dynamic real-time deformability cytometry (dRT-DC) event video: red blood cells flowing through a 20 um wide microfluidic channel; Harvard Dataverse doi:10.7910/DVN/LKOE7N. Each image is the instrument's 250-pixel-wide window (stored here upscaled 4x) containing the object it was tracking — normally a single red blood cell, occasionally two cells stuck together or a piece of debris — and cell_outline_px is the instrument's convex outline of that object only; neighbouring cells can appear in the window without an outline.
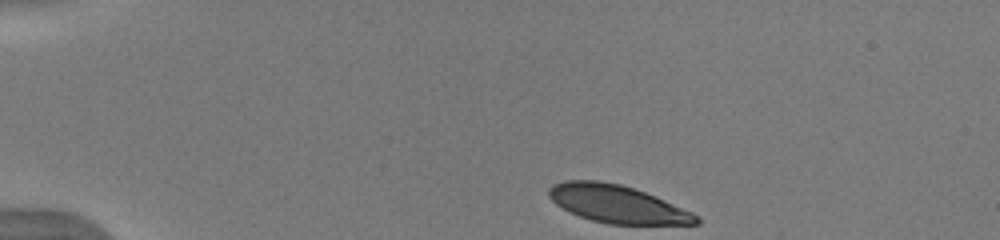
{"species": "human", "species_latin": "Homo sapiens", "temperature_condition": "warm", "stored_images_in_passage": 43, "camera_frame_rate_fps": 3000, "um_per_image_px": 0.085, "donor": {"sex": "male"}, "frame": {"image": 1, "passage_image": 1, "time_ms": 0.0, "image_size_px": [1000, 240], "cell_outline_px": [[700, 224], [608, 224], [592, 220], [568, 212], [556, 204], [548, 196], [548, 188], [552, 184], [564, 180], [596, 180], [620, 184], [644, 192], [664, 200], [692, 212], [700, 216]], "centroid_in_image_um": [52.43, 17.34], "position_along_channel_um": 32.6, "area_um2": 32.31}}
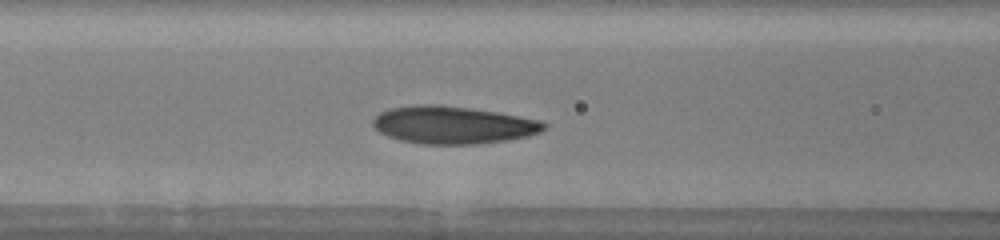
{"frame": {"image": 2, "passage_image": 14, "time_ms": 4.333, "image_size_px": [1000, 240], "cell_outline_px": [[548, 124], [540, 132], [528, 136], [508, 140], [476, 144], [424, 144], [400, 140], [388, 136], [380, 132], [372, 124], [372, 120], [380, 112], [388, 108], [412, 104], [440, 104], [496, 112], [540, 120]], "centroid_in_image_um": [38.48, 10.61], "position_along_channel_um": 128.1, "area_um2": 37.51}}
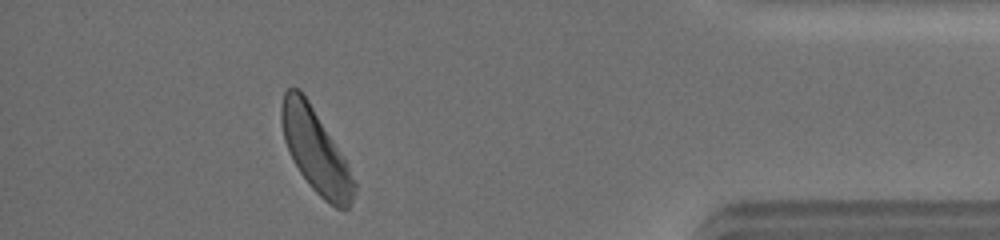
{"frame": {"image": 3, "passage_image": 38, "time_ms": 12.333, "image_size_px": [1000, 240], "cell_outline_px": [[356, 188], [352, 200], [348, 208], [336, 208], [324, 200], [308, 184], [300, 172], [284, 140], [280, 120], [280, 108], [284, 92], [288, 88], [300, 88], [308, 100], [344, 160], [356, 184]], "centroid_in_image_um": [26.78, 12.8], "position_along_channel_um": 408.4, "area_um2": 34.22}, "authors_computed_cell_mechanics": {"area_um2": 36.5296, "velocity_mm_per_s": 3.957, "shape_relaxation_time_tau1_ms": 3.7334, "shape_relaxation_time_tau2_ms": 1.5727, "deformation_change_tau1": 0.1454, "deformation_change_tau2": 0.0788}}